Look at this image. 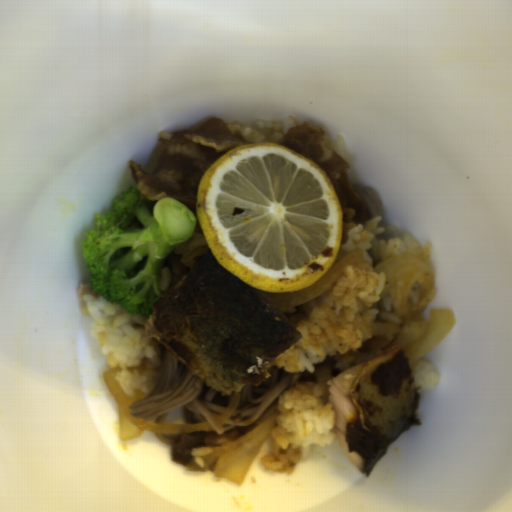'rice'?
<instances>
[{"mask_svg": "<svg viewBox=\"0 0 512 512\" xmlns=\"http://www.w3.org/2000/svg\"><path fill=\"white\" fill-rule=\"evenodd\" d=\"M382 216L371 217L349 231L333 263L360 251L362 263L343 267L332 286L318 295L307 320L296 327L299 340L272 362L288 372H314L329 355L355 351L369 337H385L390 344L403 327L392 297H382L386 275L374 267L388 258L416 252L430 262L432 245H419L409 233H398L394 225H380ZM332 263V264H333Z\"/></svg>", "mask_w": 512, "mask_h": 512, "instance_id": "rice-1", "label": "rice"}, {"mask_svg": "<svg viewBox=\"0 0 512 512\" xmlns=\"http://www.w3.org/2000/svg\"><path fill=\"white\" fill-rule=\"evenodd\" d=\"M320 392L317 383L301 381L281 393L276 421L266 439L268 452L259 457L261 466L292 474L312 446H328L337 438L336 411L330 400L320 402Z\"/></svg>", "mask_w": 512, "mask_h": 512, "instance_id": "rice-3", "label": "rice"}, {"mask_svg": "<svg viewBox=\"0 0 512 512\" xmlns=\"http://www.w3.org/2000/svg\"><path fill=\"white\" fill-rule=\"evenodd\" d=\"M317 129L323 130L321 160L324 161L331 156L332 152L336 151L347 162V174L350 181L353 173L351 155L347 145L346 136H332L331 132L325 126H319Z\"/></svg>", "mask_w": 512, "mask_h": 512, "instance_id": "rice-5", "label": "rice"}, {"mask_svg": "<svg viewBox=\"0 0 512 512\" xmlns=\"http://www.w3.org/2000/svg\"><path fill=\"white\" fill-rule=\"evenodd\" d=\"M415 384L419 390H432L440 380V373L431 361L420 359L417 362L409 364Z\"/></svg>", "mask_w": 512, "mask_h": 512, "instance_id": "rice-6", "label": "rice"}, {"mask_svg": "<svg viewBox=\"0 0 512 512\" xmlns=\"http://www.w3.org/2000/svg\"><path fill=\"white\" fill-rule=\"evenodd\" d=\"M77 287L83 310L91 319L90 337L103 351L109 370L119 367L114 376L116 384L125 395L140 392L138 400H142L154 390L160 365V342L146 336L147 318L107 302L93 292L88 279Z\"/></svg>", "mask_w": 512, "mask_h": 512, "instance_id": "rice-2", "label": "rice"}, {"mask_svg": "<svg viewBox=\"0 0 512 512\" xmlns=\"http://www.w3.org/2000/svg\"><path fill=\"white\" fill-rule=\"evenodd\" d=\"M229 131L238 130L249 142H273L280 143L284 135L291 129L300 126L295 117H288L278 122L258 120L253 126L242 124H227Z\"/></svg>", "mask_w": 512, "mask_h": 512, "instance_id": "rice-4", "label": "rice"}]
</instances>
